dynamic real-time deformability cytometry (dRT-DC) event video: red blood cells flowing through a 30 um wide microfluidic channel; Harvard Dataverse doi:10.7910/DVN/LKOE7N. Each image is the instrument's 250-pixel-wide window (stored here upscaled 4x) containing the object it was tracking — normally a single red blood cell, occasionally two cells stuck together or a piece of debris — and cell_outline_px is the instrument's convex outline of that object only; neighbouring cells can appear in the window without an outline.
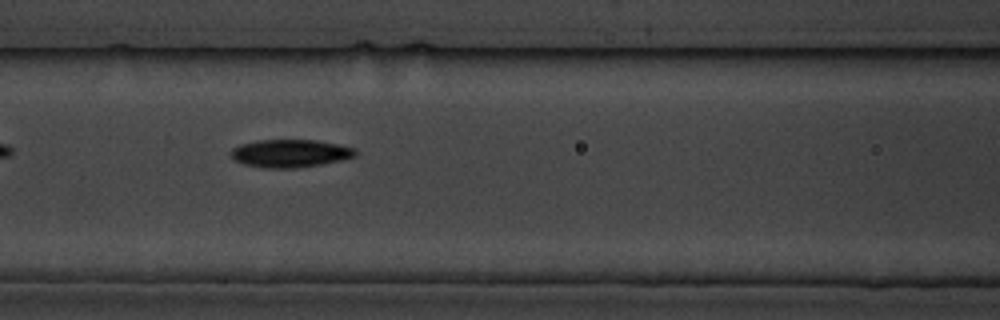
{"species": "common noctule bat (a hibernating species)", "species_latin": "Nyctalus noctula", "temperature_condition": "cold", "stored_images_in_passage": 8, "camera_frame_rate_fps": 3000, "um_per_image_px": 0.085, "animal": {"sex": "male", "body_mass_g": 19.5, "forearm_length_mm": 54.6}, "frame": {"image": 1, "passage_image": 8, "time_ms": 8.0, "image_size_px": [1000, 320], "cell_outline_px": [[356, 156], [340, 160], [320, 164], [296, 168], [264, 168], [244, 164], [236, 160], [232, 156], [232, 148], [240, 144], [256, 140], [316, 140], [340, 144], [356, 148]], "centroid_in_image_um": [24.68, 13.02], "position_along_channel_um": 141.9, "area_um2": 20.17}}